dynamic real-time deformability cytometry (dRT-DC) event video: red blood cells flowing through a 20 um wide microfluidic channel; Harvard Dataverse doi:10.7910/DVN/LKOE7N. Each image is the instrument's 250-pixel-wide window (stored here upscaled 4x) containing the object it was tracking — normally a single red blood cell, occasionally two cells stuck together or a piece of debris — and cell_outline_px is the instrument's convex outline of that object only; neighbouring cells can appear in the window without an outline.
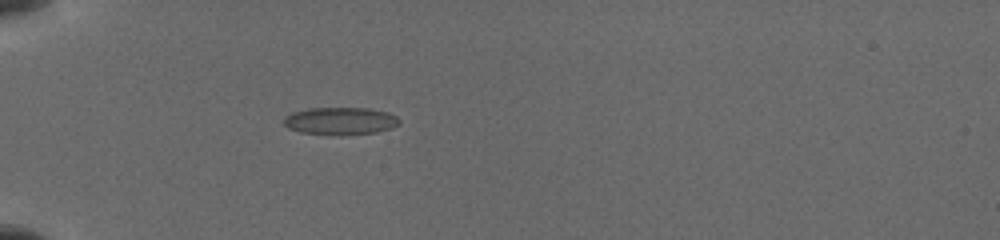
{"species": "common noctule bat (a hibernating species)", "species_latin": "Nyctalus noctula", "temperature_condition": "cold", "stored_images_in_passage": 8, "camera_frame_rate_fps": 3000, "um_per_image_px": 0.085, "animal": {"sex": "female", "body_mass_g": 19.5, "forearm_length_mm": 54.1}, "frame": {"image": 1, "passage_image": 5, "time_ms": 4.333, "image_size_px": [1000, 240], "cell_outline_px": [[400, 124], [392, 128], [376, 132], [340, 136], [336, 136], [300, 132], [288, 128], [284, 124], [284, 120], [292, 112], [308, 108], [368, 108], [388, 112], [396, 116], [400, 120]], "centroid_in_image_um": [28.96, 10.29], "position_along_channel_um": 56.0, "area_um2": 18.73}}
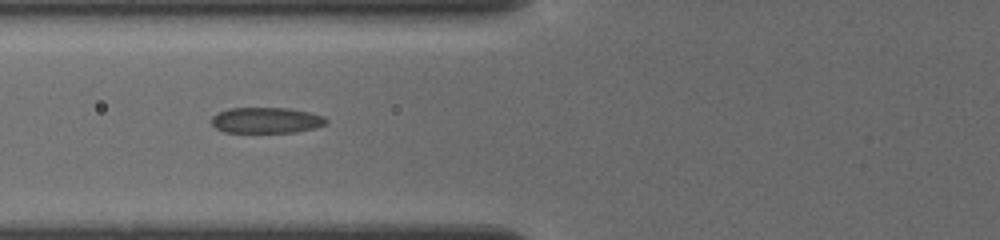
{"frame": {"image": 2, "passage_image": 7, "time_ms": 6.0, "image_size_px": [1000, 240], "cell_outline_px": [[328, 120], [324, 124], [316, 128], [296, 132], [224, 132], [216, 128], [212, 124], [212, 116], [220, 112], [232, 108], [284, 108], [324, 116]], "centroid_in_image_um": [22.62, 10.23], "position_along_channel_um": 103.2, "area_um2": 16.94}}